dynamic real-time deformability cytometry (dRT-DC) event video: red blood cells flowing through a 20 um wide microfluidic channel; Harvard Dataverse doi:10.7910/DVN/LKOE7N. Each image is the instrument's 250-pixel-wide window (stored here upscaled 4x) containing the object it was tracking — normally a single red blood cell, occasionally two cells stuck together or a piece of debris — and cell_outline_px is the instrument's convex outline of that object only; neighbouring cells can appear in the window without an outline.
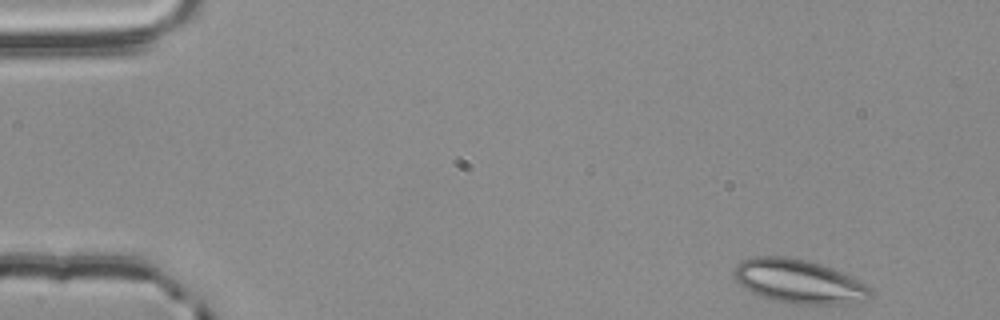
{"species": "common noctule bat (a hibernating species)", "species_latin": "Nyctalus noctula", "temperature_condition": "room temperature", "stored_images_in_passage": 52, "camera_frame_rate_fps": 3000, "um_per_image_px": 0.085, "animal": {"sex": "male", "body_mass_g": 20.4}, "frame": {"image": 1, "passage_image": 1, "time_ms": 0.0, "image_size_px": [1000, 320], "cell_outline_px": [[872, 296], [868, 300], [848, 304], [792, 304], [776, 300], [752, 292], [740, 284], [736, 280], [732, 272], [736, 264], [740, 260], [752, 256], [784, 256], [804, 260], [820, 264], [832, 268], [872, 288]], "centroid_in_image_um": [67.89, 23.92], "position_along_channel_um": 17.1, "area_um2": 34.74}}
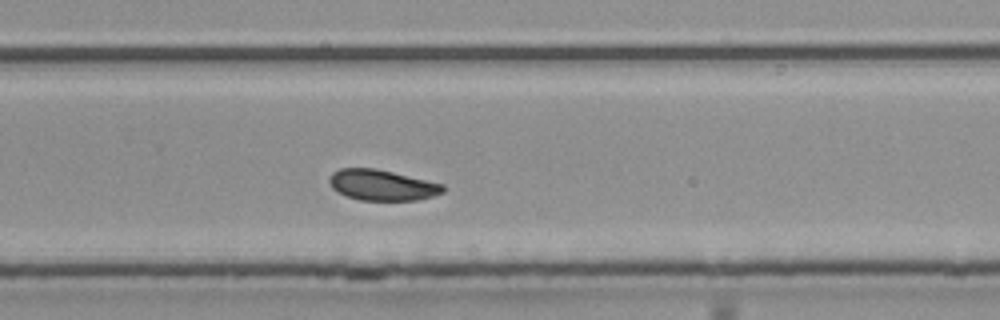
{"frame": {"image": 2, "passage_image": 33, "time_ms": 10.667, "image_size_px": [1000, 320], "cell_outline_px": [[448, 188], [444, 192], [432, 196], [416, 200], [360, 200], [348, 196], [332, 188], [328, 180], [332, 172], [340, 168], [376, 168], [444, 184]], "centroid_in_image_um": [32.5, 15.72], "position_along_channel_um": 297.3, "area_um2": 20.35}}
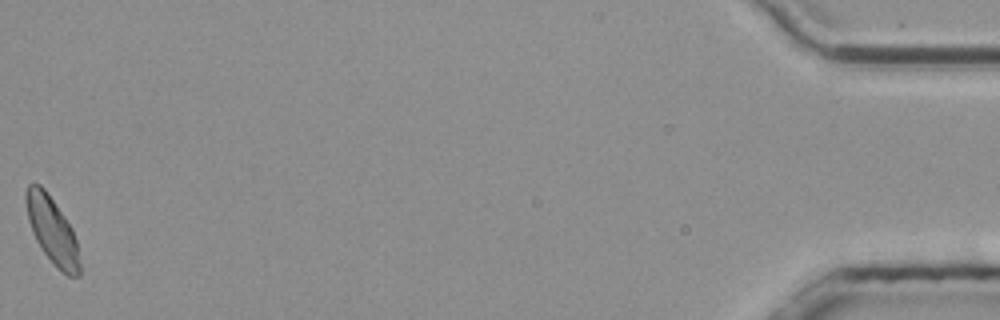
{"frame": {"image": 3, "passage_image": 52, "time_ms": 17.0, "image_size_px": [1000, 320], "cell_outline_px": [[80, 276], [68, 276], [56, 268], [40, 248], [32, 232], [28, 220], [24, 200], [24, 192], [28, 184], [40, 184], [44, 188], [64, 216], [72, 228], [76, 240], [80, 264]], "centroid_in_image_um": [4.41, 19.59], "position_along_channel_um": 430.8, "area_um2": 20.98}, "authors_computed_cell_mechanics": {"area_um2": 20.9814, "velocity_mm_per_s": 3.7364, "shape_relaxation_time_tau1_ms": 5.5868, "shape_relaxation_time_tau2_ms": null, "deformation_change_tau1": 0.113, "deformation_change_tau2": null}}